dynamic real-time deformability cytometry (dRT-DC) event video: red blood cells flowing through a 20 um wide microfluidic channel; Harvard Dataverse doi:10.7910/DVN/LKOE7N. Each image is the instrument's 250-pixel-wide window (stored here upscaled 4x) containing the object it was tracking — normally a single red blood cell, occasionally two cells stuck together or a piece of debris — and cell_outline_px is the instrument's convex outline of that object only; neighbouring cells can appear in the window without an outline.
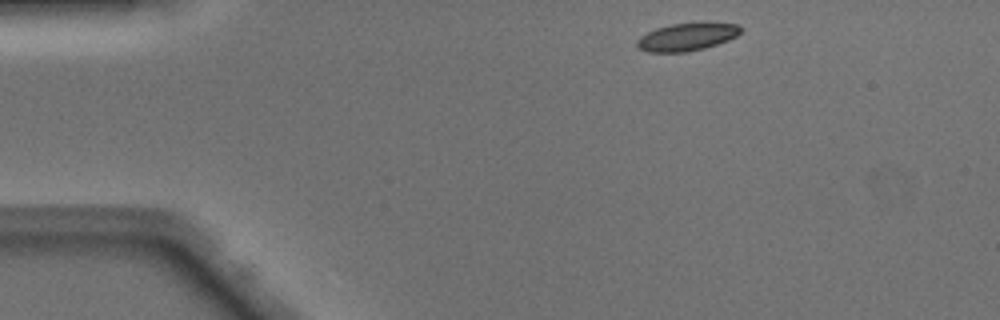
{"species": "Egyptian fruit bat (a non-hibernating species)", "species_latin": "Rousettus aegyptiacus", "temperature_condition": "warm", "stored_images_in_passage": 42, "camera_frame_rate_fps": 3000, "um_per_image_px": 0.085, "animal": {"sex": "male"}, "frame": {"image": 1, "passage_image": 1, "time_ms": 0.0, "image_size_px": [1000, 320], "cell_outline_px": [[744, 28], [736, 36], [728, 40], [704, 48], [688, 52], [648, 52], [640, 48], [636, 44], [636, 40], [640, 36], [656, 28], [672, 24], [740, 24]], "centroid_in_image_um": [58.37, 3.16], "position_along_channel_um": 26.6, "area_um2": 16.36}}
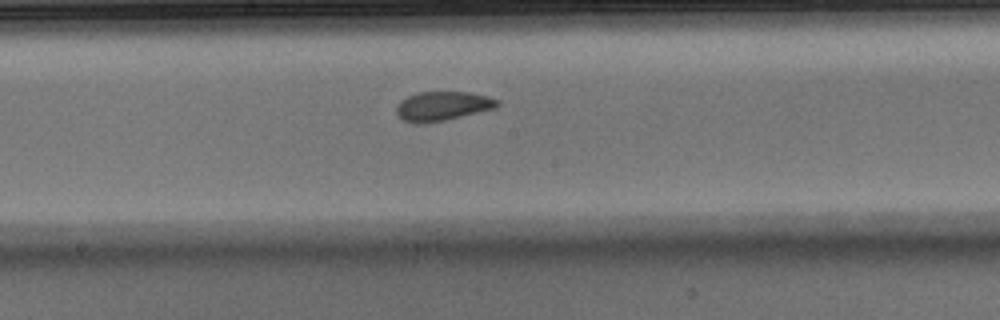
{"frame": {"image": 2, "passage_image": 19, "time_ms": 6.0, "image_size_px": [1000, 320], "cell_outline_px": [[500, 104], [496, 108], [444, 120], [420, 124], [416, 124], [404, 120], [396, 112], [396, 108], [400, 100], [416, 92], [472, 92], [488, 96], [500, 100]], "centroid_in_image_um": [37.64, 9.0], "position_along_channel_um": 210.6, "area_um2": 17.22}}
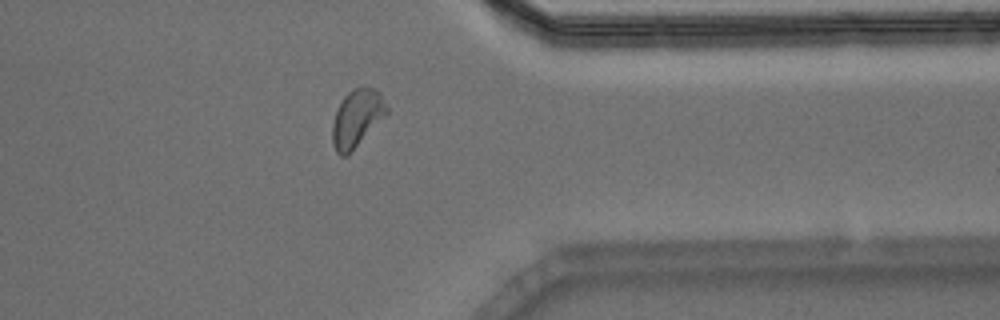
{"frame": {"image": 3, "passage_image": 32, "time_ms": 10.333, "image_size_px": [1000, 320], "cell_outline_px": [[388, 112], [352, 152], [348, 156], [340, 156], [336, 152], [332, 144], [332, 124], [336, 112], [344, 96], [352, 88], [364, 84], [368, 84], [376, 88], [380, 92], [388, 108]], "centroid_in_image_um": [30.34, 10.02], "position_along_channel_um": 381.1, "area_um2": 18.55}, "authors_computed_cell_mechanics": {"area_um2": 17.3111, "velocity_mm_per_s": 4.1299, "shape_relaxation_time_tau1_ms": 3.9563, "shape_relaxation_time_tau2_ms": 1.0888, "deformation_change_tau1": 0.1316, "deformation_change_tau2": 0.0677}}